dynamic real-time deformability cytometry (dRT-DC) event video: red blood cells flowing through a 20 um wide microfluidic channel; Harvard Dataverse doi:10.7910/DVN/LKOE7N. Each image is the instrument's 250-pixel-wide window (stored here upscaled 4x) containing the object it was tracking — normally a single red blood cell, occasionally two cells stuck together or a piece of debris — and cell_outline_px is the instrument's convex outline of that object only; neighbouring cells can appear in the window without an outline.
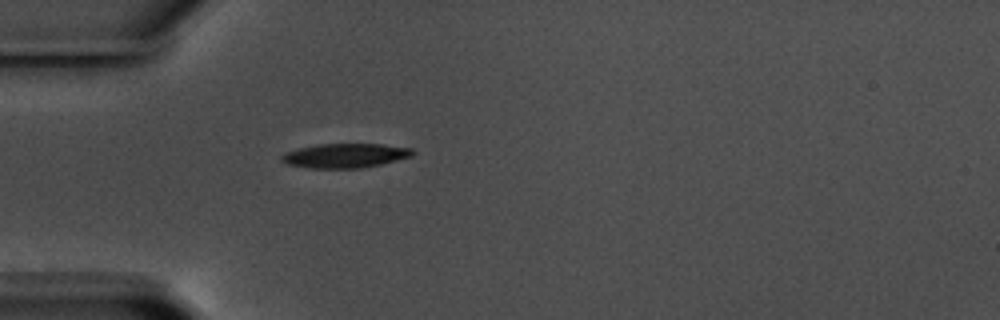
{"species": "common noctule bat (a hibernating species)", "species_latin": "Nyctalus noctula", "temperature_condition": "warm", "stored_images_in_passage": 34, "camera_frame_rate_fps": 3000, "um_per_image_px": 0.085, "animal": {"sex": "male", "body_mass_g": 17.5, "forearm_length_mm": 52.3}, "frame": {"image": 1, "passage_image": 1, "time_ms": 0.0, "image_size_px": [1000, 320], "cell_outline_px": [[416, 152], [412, 156], [380, 164], [360, 168], [308, 168], [288, 164], [280, 160], [280, 156], [284, 152], [300, 148], [320, 144], [380, 144], [412, 148]], "centroid_in_image_um": [29.32, 13.22], "position_along_channel_um": 55.7, "area_um2": 18.5}}
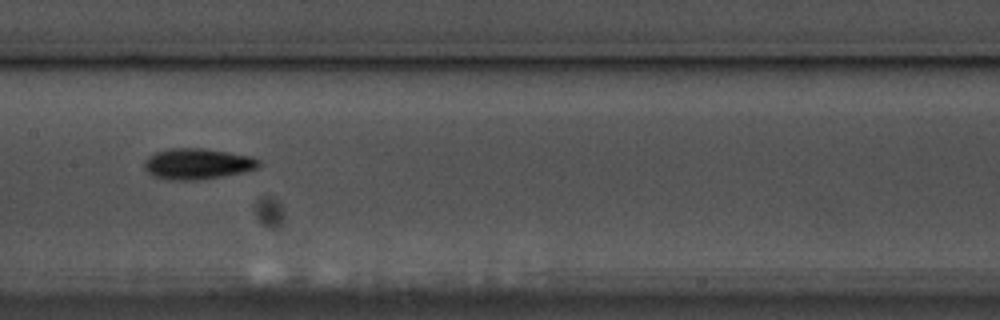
{"frame": {"image": 2, "passage_image": 13, "time_ms": 4.0, "image_size_px": [1000, 320], "cell_outline_px": [[260, 164], [256, 168], [244, 172], [196, 180], [168, 180], [152, 176], [144, 168], [144, 160], [148, 156], [156, 152], [168, 148], [204, 148], [228, 152], [248, 156], [260, 160]], "centroid_in_image_um": [16.72, 13.92], "position_along_channel_um": 190.7, "area_um2": 20.58}}
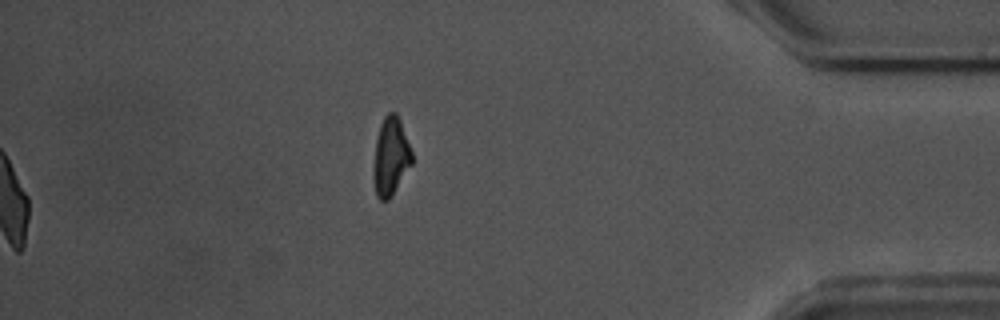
{"frame": {"image": 3, "passage_image": 34, "time_ms": 11.0, "image_size_px": [1000, 320], "cell_outline_px": [[412, 164], [392, 196], [388, 200], [380, 200], [376, 196], [372, 176], [372, 168], [376, 140], [380, 124], [384, 116], [388, 112], [396, 112], [400, 120], [412, 152]], "centroid_in_image_um": [33.19, 13.33], "position_along_channel_um": 402.0, "area_um2": 17.74}, "authors_computed_cell_mechanics": {"area_um2": 18.5538, "velocity_mm_per_s": 3.5671, "shape_relaxation_time_tau1_ms": 2.8678, "shape_relaxation_time_tau2_ms": 9.3881, "deformation_change_tau1": 0.127, "deformation_change_tau2": 0.1895}}